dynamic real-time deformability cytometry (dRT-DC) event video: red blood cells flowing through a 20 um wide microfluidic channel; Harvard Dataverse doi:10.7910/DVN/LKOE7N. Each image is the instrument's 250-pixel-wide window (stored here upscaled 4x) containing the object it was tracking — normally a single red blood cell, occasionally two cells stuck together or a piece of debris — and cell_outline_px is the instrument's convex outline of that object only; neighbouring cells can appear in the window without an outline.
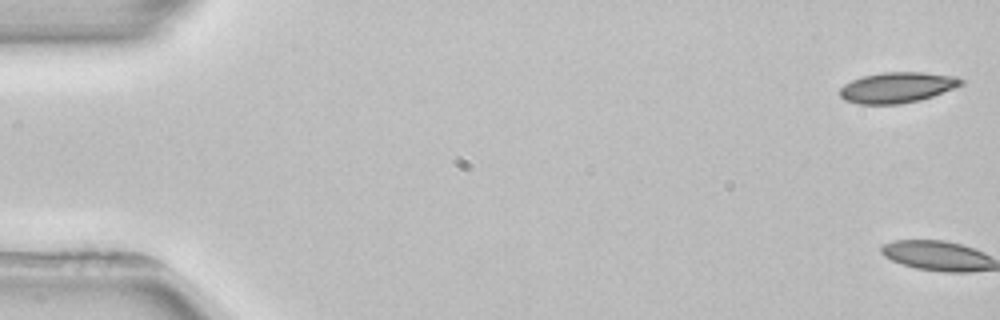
{"species": "common noctule bat (a hibernating species)", "species_latin": "Nyctalus noctula", "temperature_condition": "room temperature", "stored_images_in_passage": 5, "camera_frame_rate_fps": 3000, "um_per_image_px": 0.085, "animal": {"sex": "female", "body_mass_g": 22.7, "forearm_length_mm": 54.2}, "frame": {"image": 1, "passage_image": 1, "time_ms": 0.0, "image_size_px": [1000, 320], "cell_outline_px": [[964, 84], [932, 96], [920, 100], [900, 104], [856, 104], [844, 100], [840, 96], [840, 88], [844, 84], [852, 80], [864, 76], [884, 72], [924, 72], [956, 76], [964, 80]], "centroid_in_image_um": [76.26, 7.44], "position_along_channel_um": 8.7, "area_um2": 21.68}}
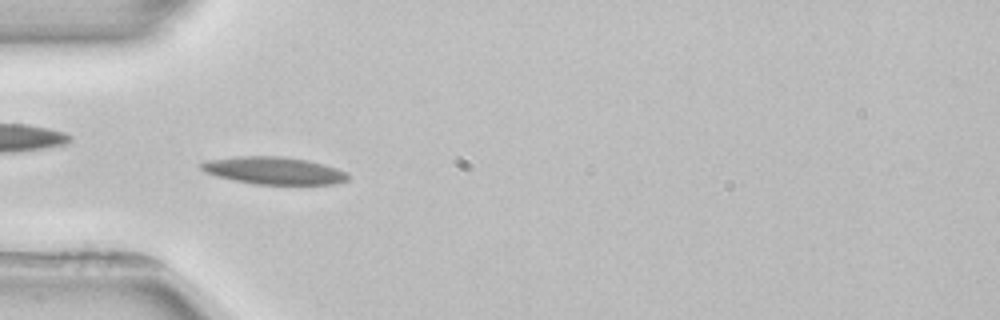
{"frame": {"image": 2, "passage_image": 5, "time_ms": 5.667, "image_size_px": [1000, 320], "cell_outline_px": [[352, 176], [348, 180], [336, 184], [252, 184], [232, 180], [216, 176], [204, 172], [200, 168], [200, 164], [204, 160], [236, 156], [284, 156], [308, 160], [324, 164], [348, 172]], "centroid_in_image_um": [23.28, 14.49], "position_along_channel_um": 61.7, "area_um2": 23.87}}